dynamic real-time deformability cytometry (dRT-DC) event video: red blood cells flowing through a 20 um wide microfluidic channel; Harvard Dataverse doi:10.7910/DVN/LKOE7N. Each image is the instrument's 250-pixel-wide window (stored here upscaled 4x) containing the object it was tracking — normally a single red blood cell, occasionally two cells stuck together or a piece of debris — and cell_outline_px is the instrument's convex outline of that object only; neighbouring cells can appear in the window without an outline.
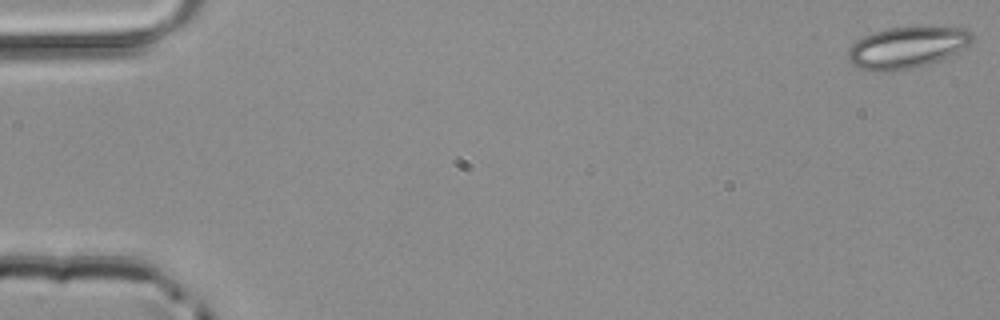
{"species": "common noctule bat (a hibernating species)", "species_latin": "Nyctalus noctula", "temperature_condition": "room temperature", "stored_images_in_passage": 49, "camera_frame_rate_fps": 3000, "um_per_image_px": 0.085, "animal": {"sex": "male", "body_mass_g": 20.4}, "frame": {"image": 1, "passage_image": 1, "time_ms": 0.0, "image_size_px": [1000, 320], "cell_outline_px": [[972, 40], [964, 48], [940, 60], [912, 68], [888, 72], [872, 72], [860, 68], [852, 64], [848, 60], [848, 48], [856, 40], [872, 32], [888, 28], [920, 24], [964, 28], [972, 32]], "centroid_in_image_um": [77.08, 3.99], "position_along_channel_um": 7.9, "area_um2": 30.81}}
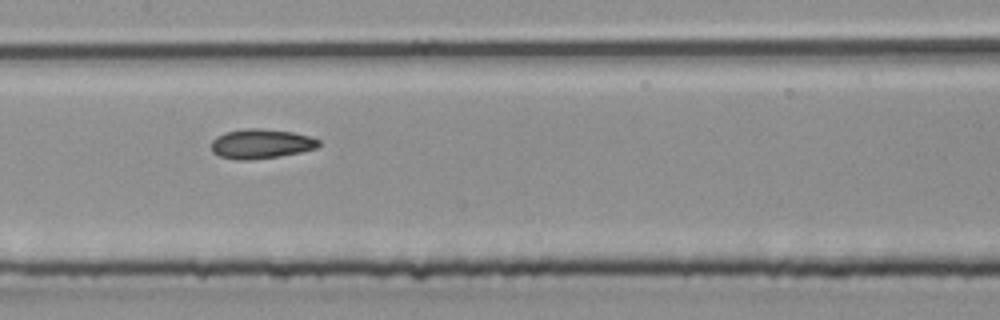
{"frame": {"image": 2, "passage_image": 25, "time_ms": 8.0, "image_size_px": [1000, 320], "cell_outline_px": [[320, 144], [316, 148], [300, 152], [280, 156], [248, 160], [236, 160], [220, 156], [212, 152], [212, 140], [216, 136], [224, 132], [244, 128], [260, 128], [292, 132], [312, 136], [320, 140]], "centroid_in_image_um": [22.18, 12.21], "position_along_channel_um": 185.2, "area_um2": 18.67}}
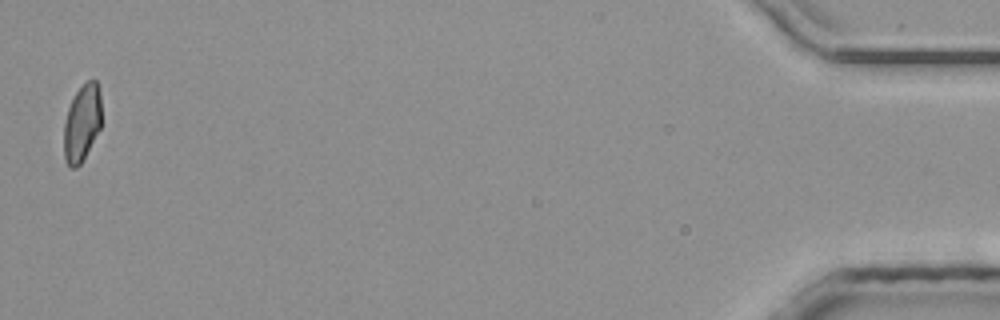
{"frame": {"image": 3, "passage_image": 49, "time_ms": 16.0, "image_size_px": [1000, 320], "cell_outline_px": [[100, 128], [80, 164], [76, 168], [72, 168], [64, 160], [64, 124], [68, 108], [76, 92], [92, 76], [96, 80], [100, 88]], "centroid_in_image_um": [6.96, 10.42], "position_along_channel_um": 428.2, "area_um2": 16.7}}